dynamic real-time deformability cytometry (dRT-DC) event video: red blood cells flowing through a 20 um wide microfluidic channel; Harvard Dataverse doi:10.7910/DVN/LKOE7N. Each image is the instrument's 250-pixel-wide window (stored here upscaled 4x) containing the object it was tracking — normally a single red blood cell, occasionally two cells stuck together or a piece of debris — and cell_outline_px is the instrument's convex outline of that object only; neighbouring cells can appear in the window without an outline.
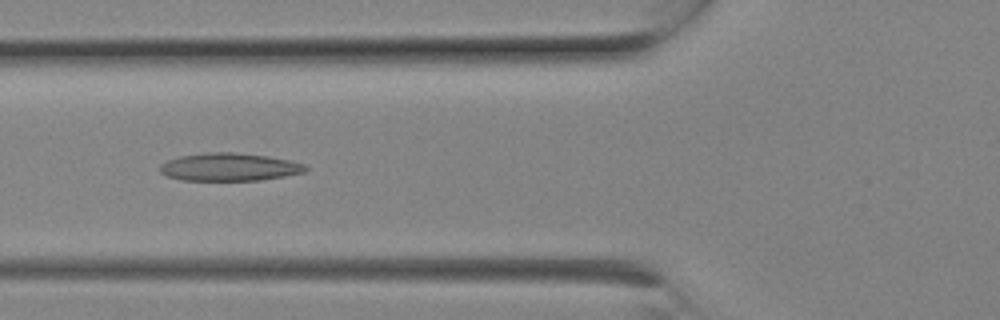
{"species": "Egyptian fruit bat (a non-hibernating species)", "species_latin": "Rousettus aegyptiacus", "temperature_condition": "room temperature", "stored_images_in_passage": 9, "camera_frame_rate_fps": 3000, "um_per_image_px": 0.085, "animal": {"sex": "female"}, "frame": {"image": 1, "passage_image": 8, "time_ms": 2.333, "image_size_px": [1000, 320], "cell_outline_px": [[308, 168], [304, 172], [284, 176], [260, 180], [180, 180], [168, 176], [160, 172], [160, 164], [168, 160], [180, 156], [208, 152], [232, 152], [268, 156], [292, 160], [304, 164]], "centroid_in_image_um": [19.5, 14.19], "position_along_channel_um": 106.3, "area_um2": 23.58}}
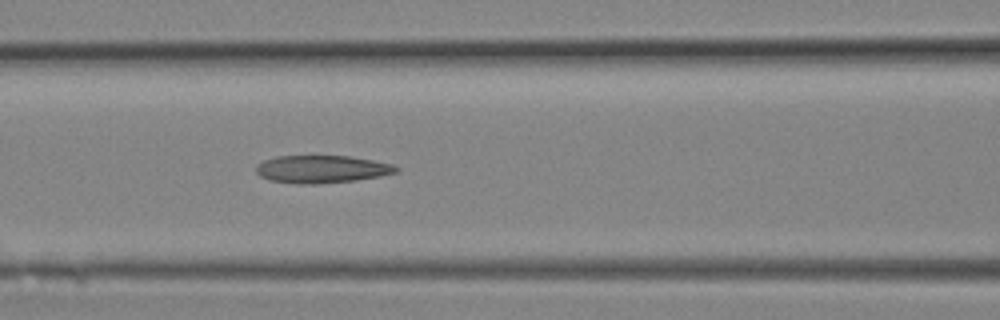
{"frame": {"image": 2, "passage_image": 9, "time_ms": 2.667, "image_size_px": [1000, 320], "cell_outline_px": [[400, 168], [396, 172], [380, 176], [356, 180], [316, 184], [296, 184], [268, 180], [260, 176], [256, 172], [256, 164], [264, 160], [276, 156], [352, 156], [392, 164]], "centroid_in_image_um": [27.32, 14.38], "position_along_channel_um": 139.3, "area_um2": 22.66}}